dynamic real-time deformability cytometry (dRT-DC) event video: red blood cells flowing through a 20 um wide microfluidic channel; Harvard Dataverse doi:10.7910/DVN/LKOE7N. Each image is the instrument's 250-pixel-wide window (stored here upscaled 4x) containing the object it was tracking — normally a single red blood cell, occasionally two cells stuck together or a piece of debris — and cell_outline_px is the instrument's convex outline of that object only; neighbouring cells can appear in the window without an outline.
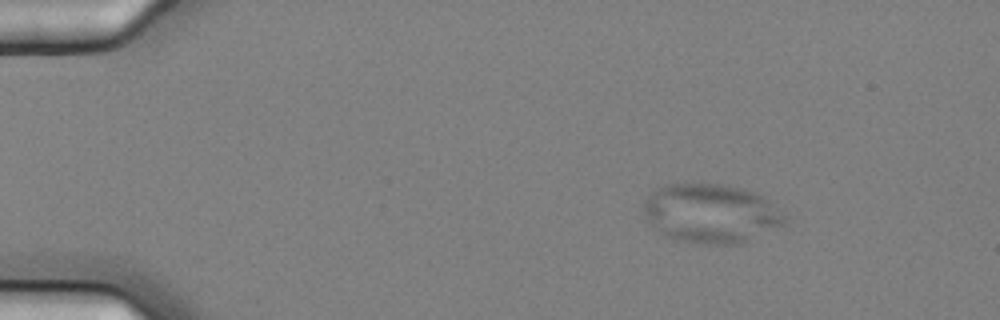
{"species": "common noctule bat (a hibernating species)", "species_latin": "Nyctalus noctula", "temperature_condition": "cold", "stored_images_in_passage": 9, "camera_frame_rate_fps": 3000, "um_per_image_px": 0.085, "animal": {"sex": "female", "body_mass_g": 25.1}, "frame": {"image": 1, "passage_image": 2, "time_ms": 0.333, "image_size_px": [1000, 320], "cell_outline_px": [[788, 216], [784, 224], [736, 244], [708, 244], [676, 240], [668, 236], [652, 224], [644, 216], [644, 200], [652, 192], [668, 184], [724, 184], [744, 188], [756, 192], [764, 196]], "centroid_in_image_um": [60.46, 18.12], "position_along_channel_um": 24.5, "area_um2": 48.09}}